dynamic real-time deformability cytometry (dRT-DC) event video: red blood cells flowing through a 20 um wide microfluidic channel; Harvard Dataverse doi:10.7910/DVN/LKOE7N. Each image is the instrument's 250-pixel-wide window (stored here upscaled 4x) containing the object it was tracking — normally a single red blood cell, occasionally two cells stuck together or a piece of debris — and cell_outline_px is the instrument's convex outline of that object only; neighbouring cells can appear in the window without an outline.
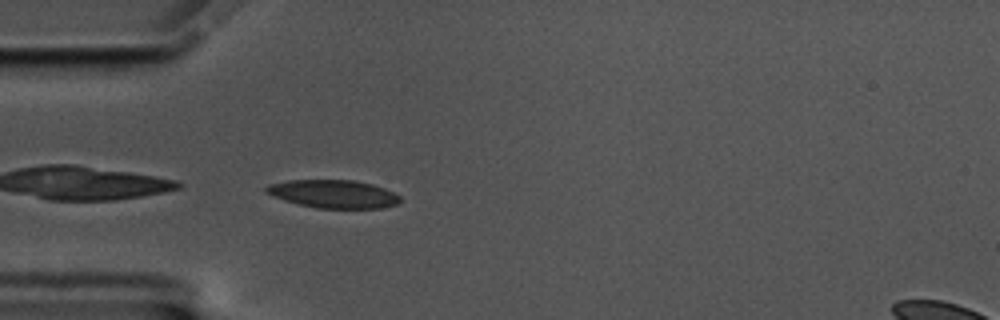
{"species": "common noctule bat (a hibernating species)", "species_latin": "Nyctalus noctula", "temperature_condition": "cold", "stored_images_in_passage": 42, "camera_frame_rate_fps": 3000, "um_per_image_px": 0.085, "animal": {"sex": "male", "body_mass_g": 17.5, "forearm_length_mm": 52.3}, "frame": {"image": 1, "passage_image": 1, "time_ms": 0.0, "image_size_px": [1000, 320], "cell_outline_px": [[400, 200], [396, 204], [380, 208], [316, 208], [284, 200], [264, 192], [264, 188], [268, 184], [288, 180], [352, 180], [372, 184], [384, 188], [400, 196]], "centroid_in_image_um": [28.3, 16.48], "position_along_channel_um": 56.7, "area_um2": 21.79}}
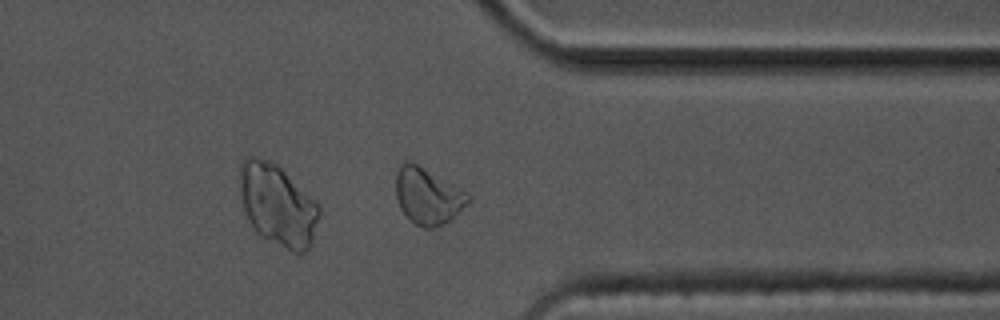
{"frame": {"image": 2, "passage_image": 29, "time_ms": 9.333, "image_size_px": [1000, 320], "cell_outline_px": [[472, 200], [468, 204], [444, 224], [432, 228], [424, 228], [416, 224], [400, 208], [396, 196], [396, 172], [400, 164], [408, 160], [416, 164], [468, 192], [472, 196]], "centroid_in_image_um": [36.38, 16.66], "position_along_channel_um": 375.0, "area_um2": 23.52}}
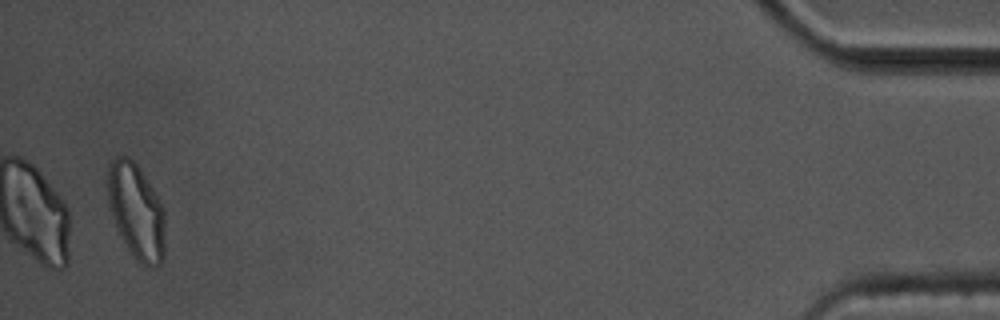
{"frame": {"image": 3, "passage_image": 40, "time_ms": 13.0, "image_size_px": [1000, 320], "cell_outline_px": [[164, 260], [160, 264], [152, 268], [144, 268], [136, 260], [124, 244], [120, 236], [108, 204], [108, 168], [112, 160], [116, 156], [128, 156], [140, 168], [160, 200], [164, 208]], "centroid_in_image_um": [11.6, 18.0], "position_along_channel_um": 423.6, "area_um2": 32.19}, "authors_computed_cell_mechanics": {"area_um2": 21.7328, "velocity_mm_per_s": 3.5055, "shape_relaxation_time_tau1_ms": 7.5352, "shape_relaxation_time_tau2_ms": 3.101, "deformation_change_tau1": 0.1474, "deformation_change_tau2": 0.0789}}